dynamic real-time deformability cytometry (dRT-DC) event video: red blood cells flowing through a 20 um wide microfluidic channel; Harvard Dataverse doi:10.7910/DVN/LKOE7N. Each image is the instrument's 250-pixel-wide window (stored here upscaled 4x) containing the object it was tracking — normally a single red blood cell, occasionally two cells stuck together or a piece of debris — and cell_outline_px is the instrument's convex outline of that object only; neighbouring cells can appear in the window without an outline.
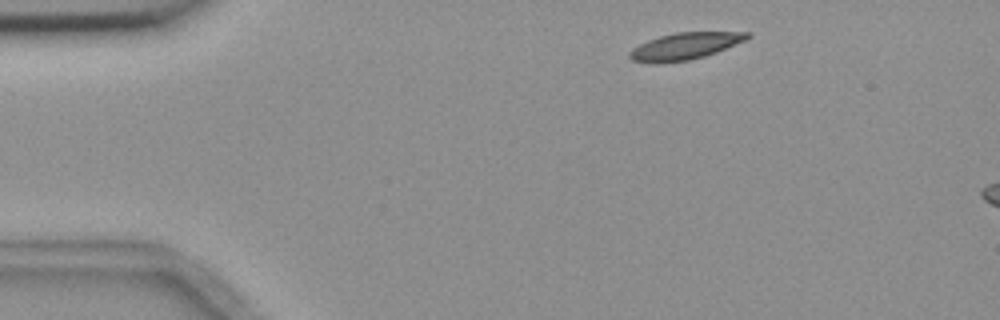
{"species": "common noctule bat (a hibernating species)", "species_latin": "Nyctalus noctula", "temperature_condition": "room temperature", "stored_images_in_passage": 3, "camera_frame_rate_fps": 3000, "um_per_image_px": 0.085, "animal": {"sex": "female", "body_mass_g": 18.4}, "frame": {"image": 1, "passage_image": 1, "time_ms": 0.0, "image_size_px": [1000, 320], "cell_outline_px": [[752, 36], [744, 40], [716, 52], [704, 56], [688, 60], [652, 64], [632, 60], [628, 56], [628, 52], [632, 48], [648, 40], [660, 36], [676, 32], [752, 32]], "centroid_in_image_um": [58.18, 3.92], "position_along_channel_um": 26.8, "area_um2": 18.32}}